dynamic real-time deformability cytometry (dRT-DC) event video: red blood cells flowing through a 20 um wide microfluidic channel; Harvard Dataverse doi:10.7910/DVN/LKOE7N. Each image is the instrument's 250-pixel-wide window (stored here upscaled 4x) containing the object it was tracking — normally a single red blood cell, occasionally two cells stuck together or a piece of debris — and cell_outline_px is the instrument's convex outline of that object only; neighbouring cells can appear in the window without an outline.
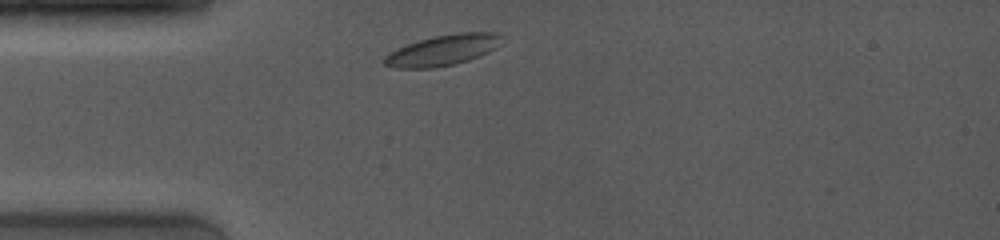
{"species": "common noctule bat (a hibernating species)", "species_latin": "Nyctalus noctula", "temperature_condition": "room temperature", "stored_images_in_passage": 6, "camera_frame_rate_fps": 4000, "um_per_image_px": 0.085, "animal": {"sex": "female", "body_mass_g": 19.0, "forearm_length_mm": 53.3}, "frame": {"image": 1, "passage_image": 1, "time_ms": 0.0, "image_size_px": [1000, 240], "cell_outline_px": [[504, 36], [500, 44], [496, 48], [480, 56], [456, 64], [436, 68], [396, 68], [384, 64], [384, 56], [396, 48], [432, 36], [460, 32], [500, 32]], "centroid_in_image_um": [37.69, 4.25], "position_along_channel_um": 47.3, "area_um2": 21.27}}